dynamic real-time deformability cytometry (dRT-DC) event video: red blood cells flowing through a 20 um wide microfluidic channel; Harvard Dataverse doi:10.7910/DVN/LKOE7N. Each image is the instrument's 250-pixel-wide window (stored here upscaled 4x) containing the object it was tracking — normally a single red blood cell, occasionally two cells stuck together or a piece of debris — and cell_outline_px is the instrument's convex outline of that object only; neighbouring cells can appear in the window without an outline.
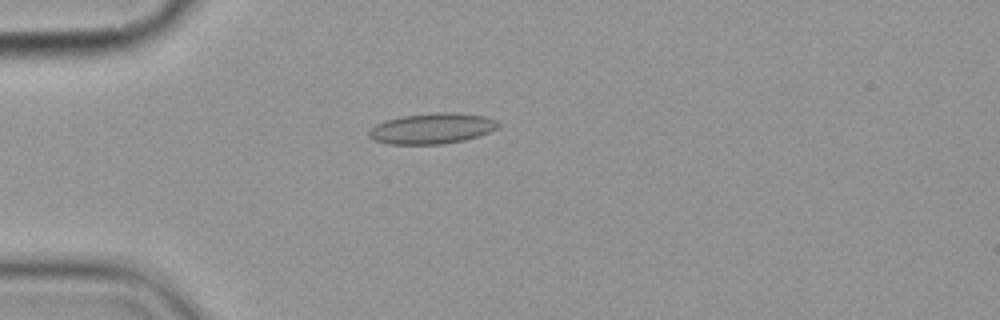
{"species": "common noctule bat (a hibernating species)", "species_latin": "Nyctalus noctula", "temperature_condition": "cold", "stored_images_in_passage": 1, "camera_frame_rate_fps": 3000, "um_per_image_px": 0.085, "animal": {"sex": "female", "body_mass_g": 19.9}, "frame": {"image": 1, "passage_image": 1, "time_ms": 0.0, "image_size_px": [1000, 320], "cell_outline_px": [[500, 124], [496, 128], [488, 132], [464, 140], [444, 144], [388, 144], [372, 140], [368, 136], [368, 132], [376, 124], [384, 120], [400, 116], [432, 112], [456, 112], [484, 116], [496, 120]], "centroid_in_image_um": [36.67, 10.91], "position_along_channel_um": 48.3, "area_um2": 23.24}}